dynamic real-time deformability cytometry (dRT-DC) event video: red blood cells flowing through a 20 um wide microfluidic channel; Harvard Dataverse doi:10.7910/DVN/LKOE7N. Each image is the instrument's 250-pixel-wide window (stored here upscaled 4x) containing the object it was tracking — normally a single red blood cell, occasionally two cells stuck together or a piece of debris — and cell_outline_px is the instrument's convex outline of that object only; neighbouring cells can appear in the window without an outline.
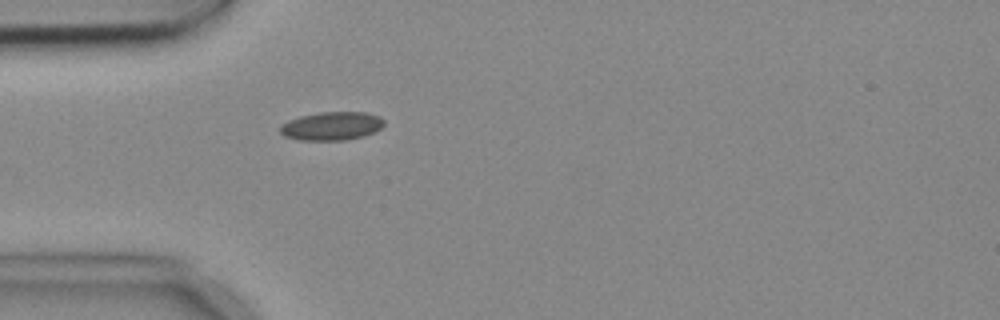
{"species": "common noctule bat (a hibernating species)", "species_latin": "Nyctalus noctula", "temperature_condition": "cold", "stored_images_in_passage": 4, "camera_frame_rate_fps": 3000, "um_per_image_px": 0.085, "animal": {"sex": "female", "body_mass_g": 18.4}, "frame": {"image": 1, "passage_image": 4, "time_ms": 1.0, "image_size_px": [1000, 320], "cell_outline_px": [[384, 124], [380, 128], [372, 132], [360, 136], [344, 140], [300, 140], [284, 136], [280, 132], [280, 124], [288, 120], [300, 116], [320, 112], [368, 112], [380, 116], [384, 120]], "centroid_in_image_um": [28.16, 10.7], "position_along_channel_um": 56.8, "area_um2": 17.17}}